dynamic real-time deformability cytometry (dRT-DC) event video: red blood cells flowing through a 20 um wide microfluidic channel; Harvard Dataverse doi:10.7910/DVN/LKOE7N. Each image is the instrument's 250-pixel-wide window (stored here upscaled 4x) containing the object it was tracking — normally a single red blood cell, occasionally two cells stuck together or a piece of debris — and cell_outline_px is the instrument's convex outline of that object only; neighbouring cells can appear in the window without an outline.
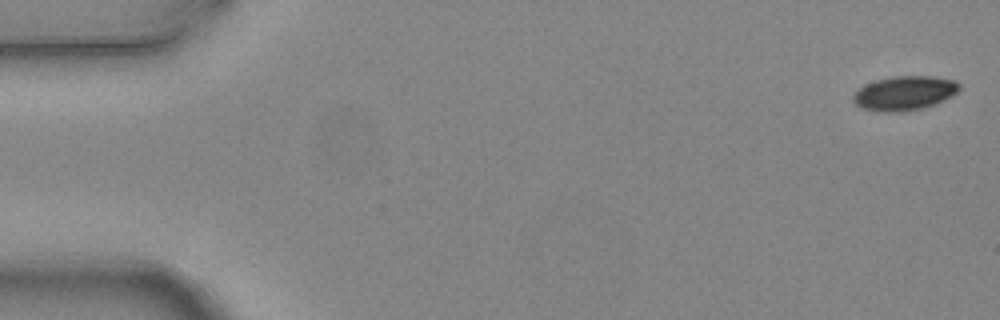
{"species": "common noctule bat (a hibernating species)", "species_latin": "Nyctalus noctula", "temperature_condition": "warm", "stored_images_in_passage": 5, "camera_frame_rate_fps": 3000, "um_per_image_px": 0.085, "animal": {"sex": "female", "body_mass_g": 24.6, "forearm_length_mm": 56.2}, "frame": {"image": 1, "passage_image": 1, "time_ms": 0.0, "image_size_px": [1000, 320], "cell_outline_px": [[960, 88], [952, 96], [936, 104], [924, 108], [904, 112], [880, 112], [860, 108], [852, 100], [852, 96], [864, 84], [876, 80], [892, 76], [932, 76], [956, 80], [960, 84]], "centroid_in_image_um": [76.88, 7.93], "position_along_channel_um": 8.1, "area_um2": 21.5}}
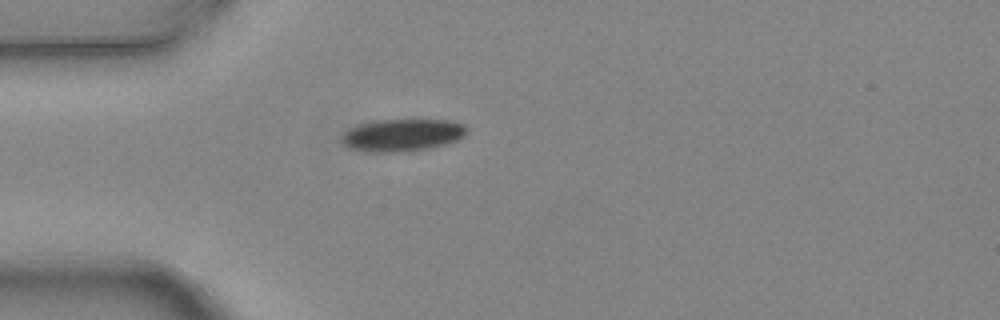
{"frame": {"image": 2, "passage_image": 4, "time_ms": 1.0, "image_size_px": [1000, 320], "cell_outline_px": [[468, 132], [460, 140], [432, 148], [412, 152], [372, 152], [348, 148], [340, 140], [340, 136], [348, 128], [360, 124], [376, 120], [452, 120], [464, 124], [468, 128]], "centroid_in_image_um": [34.23, 11.49], "position_along_channel_um": 50.8, "area_um2": 24.16}}